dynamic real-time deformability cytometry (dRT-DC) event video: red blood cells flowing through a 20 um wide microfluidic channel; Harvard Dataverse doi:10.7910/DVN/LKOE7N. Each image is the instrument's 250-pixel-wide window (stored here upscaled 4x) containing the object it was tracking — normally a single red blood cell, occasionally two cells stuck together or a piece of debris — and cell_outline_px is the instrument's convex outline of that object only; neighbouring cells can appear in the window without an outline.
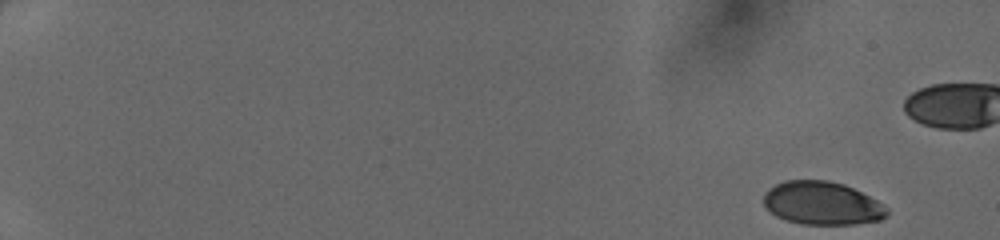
{"species": "human", "species_latin": "Homo sapiens", "temperature_condition": "cold", "stored_images_in_passage": 44, "camera_frame_rate_fps": 3000, "um_per_image_px": 0.085, "donor": {"sex": "female"}, "frame": {"image": 1, "passage_image": 1, "time_ms": 0.0, "image_size_px": [1000, 240], "cell_outline_px": [[888, 212], [880, 220], [856, 224], [800, 224], [784, 220], [776, 216], [764, 204], [764, 192], [768, 188], [784, 180], [828, 180], [844, 184], [884, 204], [888, 208]], "centroid_in_image_um": [69.86, 17.27], "position_along_channel_um": 15.1, "area_um2": 31.04}}
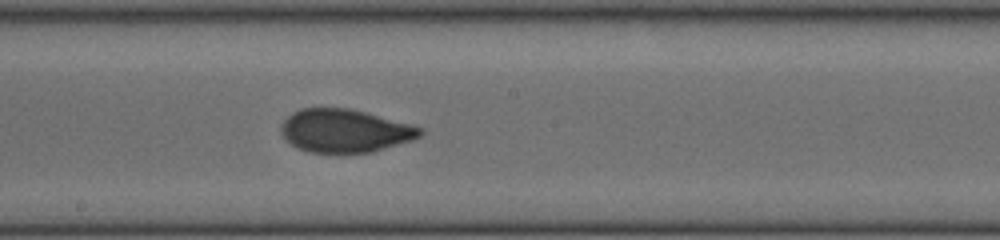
{"frame": {"image": 2, "passage_image": 28, "time_ms": 9.0, "image_size_px": [1000, 240], "cell_outline_px": [[424, 132], [420, 136], [412, 140], [372, 152], [308, 152], [296, 148], [280, 132], [280, 124], [292, 112], [300, 108], [352, 108], [424, 128]], "centroid_in_image_um": [29.3, 11.1], "position_along_channel_um": 218.9, "area_um2": 34.97}}
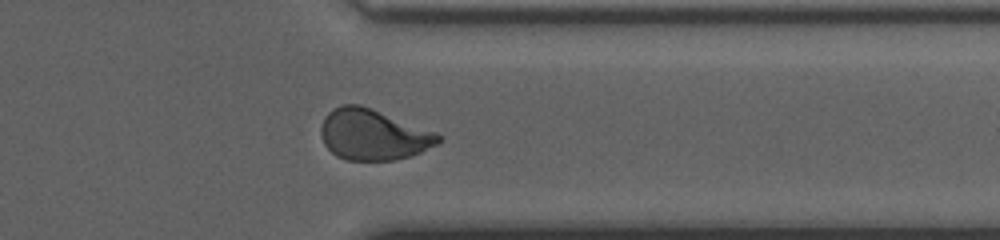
{"frame": {"image": 3, "passage_image": 39, "time_ms": 12.667, "image_size_px": [1000, 240], "cell_outline_px": [[440, 140], [436, 144], [412, 156], [392, 160], [348, 160], [336, 156], [324, 144], [320, 132], [320, 128], [324, 116], [332, 108], [340, 104], [360, 104], [372, 108], [436, 132], [440, 136]], "centroid_in_image_um": [31.68, 11.43], "position_along_channel_um": 379.7, "area_um2": 34.8}}